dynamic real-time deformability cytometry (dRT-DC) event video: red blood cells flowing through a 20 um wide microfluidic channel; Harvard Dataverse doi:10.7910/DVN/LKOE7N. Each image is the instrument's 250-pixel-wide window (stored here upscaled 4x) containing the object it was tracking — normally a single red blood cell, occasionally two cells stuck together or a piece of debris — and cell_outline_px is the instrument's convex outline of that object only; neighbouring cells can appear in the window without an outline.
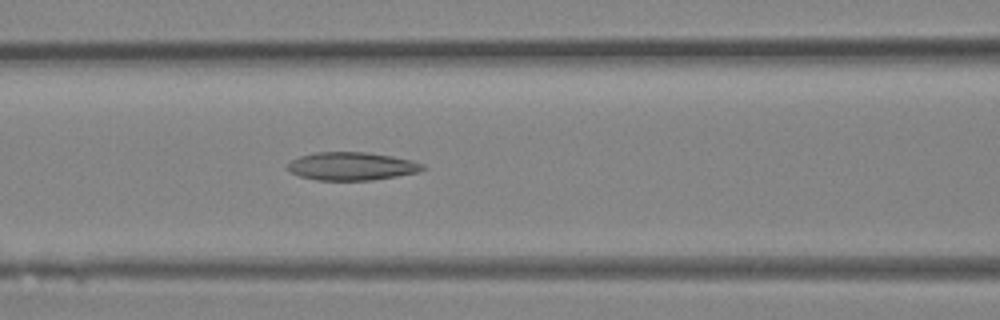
{"species": "Egyptian fruit bat (a non-hibernating species)", "species_latin": "Rousettus aegyptiacus", "temperature_condition": "room temperature", "stored_images_in_passage": 36, "camera_frame_rate_fps": 3000, "um_per_image_px": 0.085, "animal": {"sex": "female"}, "frame": {"image": 1, "passage_image": 14, "time_ms": 4.333, "image_size_px": [1000, 320], "cell_outline_px": [[428, 168], [420, 172], [372, 180], [316, 180], [300, 176], [292, 172], [288, 168], [288, 164], [292, 160], [300, 156], [316, 152], [364, 152], [392, 156], [412, 160], [424, 164]], "centroid_in_image_um": [29.95, 14.13], "position_along_channel_um": 136.6, "area_um2": 22.08}}
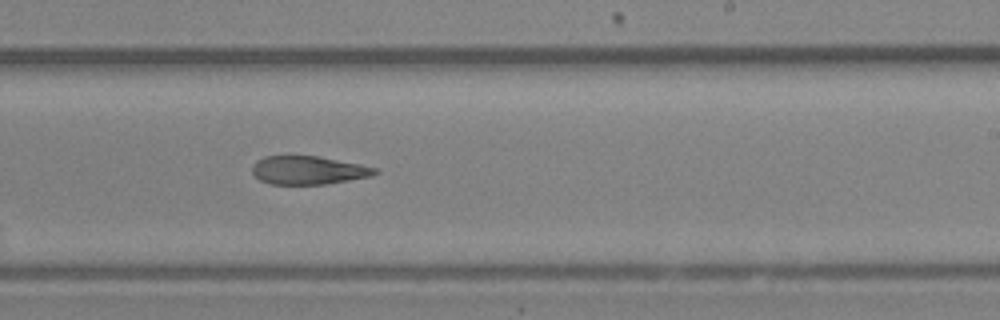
{"frame": {"image": 2, "passage_image": 21, "time_ms": 6.667, "image_size_px": [1000, 320], "cell_outline_px": [[380, 172], [372, 176], [324, 184], [268, 184], [260, 180], [252, 172], [252, 164], [256, 160], [264, 156], [316, 156], [360, 164], [376, 168]], "centroid_in_image_um": [26.18, 14.47], "position_along_channel_um": 262.8, "area_um2": 20.23}}
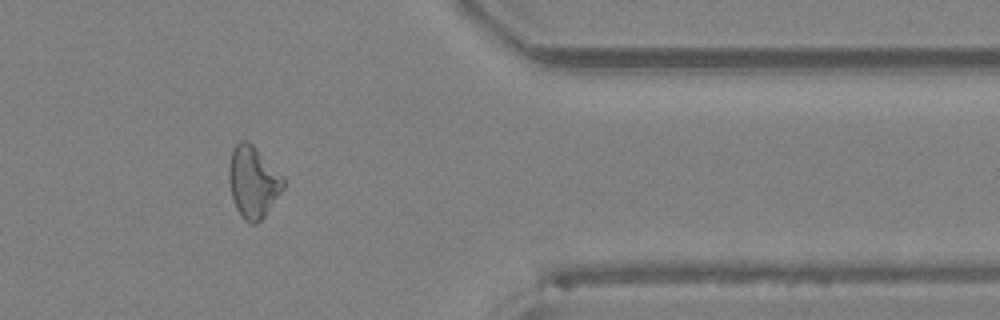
{"frame": {"image": 3, "passage_image": 29, "time_ms": 9.333, "image_size_px": [1000, 320], "cell_outline_px": [[284, 188], [264, 216], [256, 224], [252, 224], [244, 220], [236, 208], [232, 196], [228, 180], [228, 168], [232, 148], [240, 140], [248, 140], [284, 176]], "centroid_in_image_um": [21.5, 15.45], "position_along_channel_um": 389.9, "area_um2": 22.77}}